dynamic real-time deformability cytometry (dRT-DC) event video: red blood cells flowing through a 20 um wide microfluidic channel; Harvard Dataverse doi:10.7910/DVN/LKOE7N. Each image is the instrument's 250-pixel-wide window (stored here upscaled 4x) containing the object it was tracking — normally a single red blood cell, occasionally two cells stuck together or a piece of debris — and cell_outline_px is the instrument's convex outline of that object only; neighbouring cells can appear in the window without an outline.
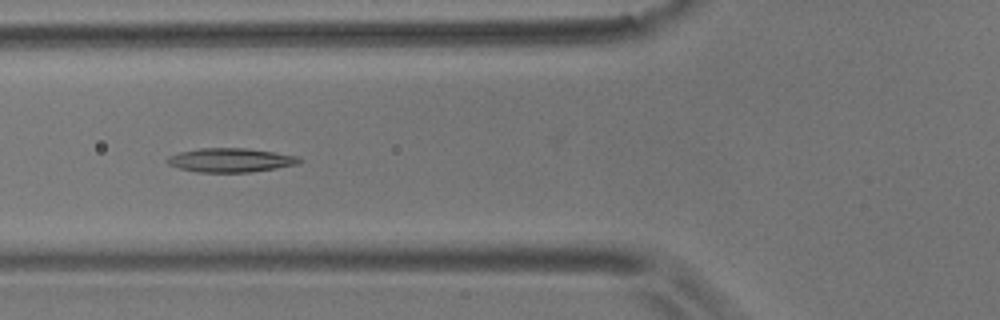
{"species": "common noctule bat (a hibernating species)", "species_latin": "Nyctalus noctula", "temperature_condition": "room temperature", "stored_images_in_passage": 8, "camera_frame_rate_fps": 3000, "um_per_image_px": 0.085, "animal": {"sex": "male", "body_mass_g": 17.9}, "frame": {"image": 1, "passage_image": 6, "time_ms": 1.667, "image_size_px": [1000, 320], "cell_outline_px": [[304, 160], [300, 164], [252, 172], [196, 172], [180, 168], [168, 164], [164, 160], [168, 156], [180, 152], [200, 148], [248, 148], [300, 156]], "centroid_in_image_um": [19.64, 13.61], "position_along_channel_um": 106.2, "area_um2": 18.67}}
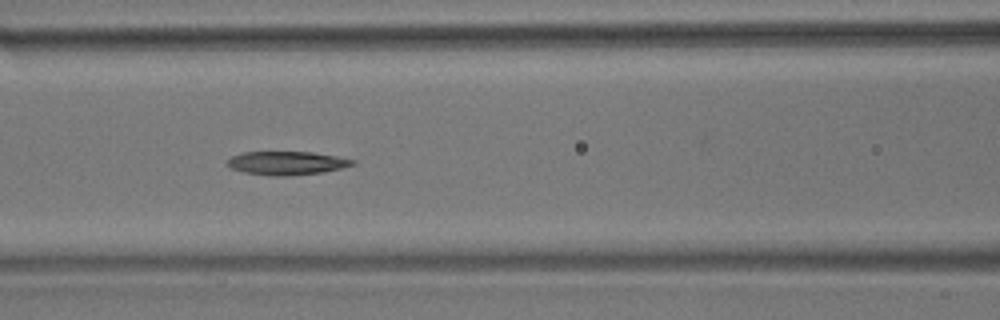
{"frame": {"image": 2, "passage_image": 7, "time_ms": 2.0, "image_size_px": [1000, 320], "cell_outline_px": [[356, 164], [340, 168], [320, 172], [292, 176], [268, 176], [244, 172], [232, 168], [224, 164], [232, 156], [244, 152], [312, 152], [336, 156], [356, 160]], "centroid_in_image_um": [24.36, 13.86], "position_along_channel_um": 142.2, "area_um2": 17.17}}
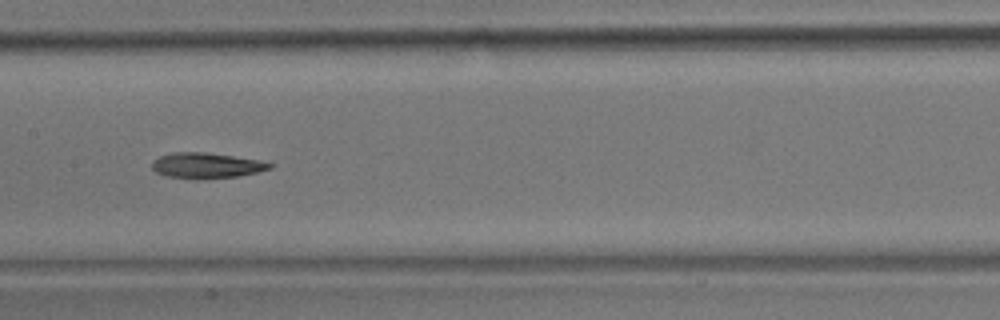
{"frame": {"image": 3, "passage_image": 8, "time_ms": 2.333, "image_size_px": [1000, 320], "cell_outline_px": [[276, 164], [272, 168], [256, 172], [236, 176], [204, 180], [196, 180], [164, 176], [156, 172], [152, 168], [152, 160], [160, 156], [172, 152], [204, 152], [260, 160]], "centroid_in_image_um": [17.52, 14.08], "position_along_channel_um": 189.9, "area_um2": 17.8}}